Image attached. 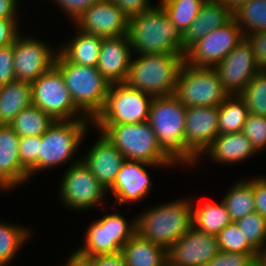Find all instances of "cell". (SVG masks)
Wrapping results in <instances>:
<instances>
[{"label":"cell","instance_id":"1","mask_svg":"<svg viewBox=\"0 0 266 266\" xmlns=\"http://www.w3.org/2000/svg\"><path fill=\"white\" fill-rule=\"evenodd\" d=\"M186 107L175 95L154 97L148 123L153 128L162 152L178 166L195 165L198 158L186 147Z\"/></svg>","mask_w":266,"mask_h":266},{"label":"cell","instance_id":"2","mask_svg":"<svg viewBox=\"0 0 266 266\" xmlns=\"http://www.w3.org/2000/svg\"><path fill=\"white\" fill-rule=\"evenodd\" d=\"M154 5L129 18L128 39L133 54H184L183 35L170 21L162 5Z\"/></svg>","mask_w":266,"mask_h":266},{"label":"cell","instance_id":"3","mask_svg":"<svg viewBox=\"0 0 266 266\" xmlns=\"http://www.w3.org/2000/svg\"><path fill=\"white\" fill-rule=\"evenodd\" d=\"M193 199L151 206L136 217V233L167 250L192 227Z\"/></svg>","mask_w":266,"mask_h":266},{"label":"cell","instance_id":"4","mask_svg":"<svg viewBox=\"0 0 266 266\" xmlns=\"http://www.w3.org/2000/svg\"><path fill=\"white\" fill-rule=\"evenodd\" d=\"M134 56H137L134 58ZM126 83L153 97L170 96L176 92L184 54H135Z\"/></svg>","mask_w":266,"mask_h":266},{"label":"cell","instance_id":"5","mask_svg":"<svg viewBox=\"0 0 266 266\" xmlns=\"http://www.w3.org/2000/svg\"><path fill=\"white\" fill-rule=\"evenodd\" d=\"M55 66L63 75L77 108L93 121L104 107L110 84L97 67L71 63L60 52L56 57Z\"/></svg>","mask_w":266,"mask_h":266},{"label":"cell","instance_id":"6","mask_svg":"<svg viewBox=\"0 0 266 266\" xmlns=\"http://www.w3.org/2000/svg\"><path fill=\"white\" fill-rule=\"evenodd\" d=\"M123 154L125 160L174 164L160 149L148 121L139 124H92Z\"/></svg>","mask_w":266,"mask_h":266},{"label":"cell","instance_id":"7","mask_svg":"<svg viewBox=\"0 0 266 266\" xmlns=\"http://www.w3.org/2000/svg\"><path fill=\"white\" fill-rule=\"evenodd\" d=\"M89 125H92L90 119L56 120L41 136L39 172L71 162L89 131Z\"/></svg>","mask_w":266,"mask_h":266},{"label":"cell","instance_id":"8","mask_svg":"<svg viewBox=\"0 0 266 266\" xmlns=\"http://www.w3.org/2000/svg\"><path fill=\"white\" fill-rule=\"evenodd\" d=\"M153 96L126 82L110 84L102 111L92 124H139L148 121Z\"/></svg>","mask_w":266,"mask_h":266},{"label":"cell","instance_id":"9","mask_svg":"<svg viewBox=\"0 0 266 266\" xmlns=\"http://www.w3.org/2000/svg\"><path fill=\"white\" fill-rule=\"evenodd\" d=\"M174 95L185 107L219 106L229 96L214 68L194 67L185 62Z\"/></svg>","mask_w":266,"mask_h":266},{"label":"cell","instance_id":"10","mask_svg":"<svg viewBox=\"0 0 266 266\" xmlns=\"http://www.w3.org/2000/svg\"><path fill=\"white\" fill-rule=\"evenodd\" d=\"M127 221L118 212L93 221L84 237L85 244L76 251L87 257L121 252L136 233V218Z\"/></svg>","mask_w":266,"mask_h":266},{"label":"cell","instance_id":"11","mask_svg":"<svg viewBox=\"0 0 266 266\" xmlns=\"http://www.w3.org/2000/svg\"><path fill=\"white\" fill-rule=\"evenodd\" d=\"M31 85L33 105L55 120L89 119L73 102L63 75L55 65Z\"/></svg>","mask_w":266,"mask_h":266},{"label":"cell","instance_id":"12","mask_svg":"<svg viewBox=\"0 0 266 266\" xmlns=\"http://www.w3.org/2000/svg\"><path fill=\"white\" fill-rule=\"evenodd\" d=\"M72 162L59 185L58 196L61 203L67 209L75 211L91 209L102 204L107 190L98 182L81 157Z\"/></svg>","mask_w":266,"mask_h":266},{"label":"cell","instance_id":"13","mask_svg":"<svg viewBox=\"0 0 266 266\" xmlns=\"http://www.w3.org/2000/svg\"><path fill=\"white\" fill-rule=\"evenodd\" d=\"M244 39L242 29L232 18L192 44L185 51V63L194 67L214 68Z\"/></svg>","mask_w":266,"mask_h":266},{"label":"cell","instance_id":"14","mask_svg":"<svg viewBox=\"0 0 266 266\" xmlns=\"http://www.w3.org/2000/svg\"><path fill=\"white\" fill-rule=\"evenodd\" d=\"M58 53L59 49H52L44 40L42 42L35 37L23 36L20 32L14 42L13 66L16 81L32 84L55 65Z\"/></svg>","mask_w":266,"mask_h":266},{"label":"cell","instance_id":"15","mask_svg":"<svg viewBox=\"0 0 266 266\" xmlns=\"http://www.w3.org/2000/svg\"><path fill=\"white\" fill-rule=\"evenodd\" d=\"M214 69L228 95H239L260 71L252 46L245 38Z\"/></svg>","mask_w":266,"mask_h":266},{"label":"cell","instance_id":"16","mask_svg":"<svg viewBox=\"0 0 266 266\" xmlns=\"http://www.w3.org/2000/svg\"><path fill=\"white\" fill-rule=\"evenodd\" d=\"M75 28L102 38L127 35V17L112 0H101L84 11L74 21Z\"/></svg>","mask_w":266,"mask_h":266},{"label":"cell","instance_id":"17","mask_svg":"<svg viewBox=\"0 0 266 266\" xmlns=\"http://www.w3.org/2000/svg\"><path fill=\"white\" fill-rule=\"evenodd\" d=\"M220 252L217 237L191 227L167 250L171 266H203Z\"/></svg>","mask_w":266,"mask_h":266},{"label":"cell","instance_id":"18","mask_svg":"<svg viewBox=\"0 0 266 266\" xmlns=\"http://www.w3.org/2000/svg\"><path fill=\"white\" fill-rule=\"evenodd\" d=\"M174 164H149L142 161L125 160L117 173L110 191L114 198V206L123 205L122 203H132L146 198L151 190L149 172L146 168L171 167Z\"/></svg>","mask_w":266,"mask_h":266},{"label":"cell","instance_id":"19","mask_svg":"<svg viewBox=\"0 0 266 266\" xmlns=\"http://www.w3.org/2000/svg\"><path fill=\"white\" fill-rule=\"evenodd\" d=\"M218 116V106L186 107V147L198 158V161L219 135Z\"/></svg>","mask_w":266,"mask_h":266},{"label":"cell","instance_id":"20","mask_svg":"<svg viewBox=\"0 0 266 266\" xmlns=\"http://www.w3.org/2000/svg\"><path fill=\"white\" fill-rule=\"evenodd\" d=\"M132 53L127 35L103 38L96 67L109 84L125 82Z\"/></svg>","mask_w":266,"mask_h":266},{"label":"cell","instance_id":"21","mask_svg":"<svg viewBox=\"0 0 266 266\" xmlns=\"http://www.w3.org/2000/svg\"><path fill=\"white\" fill-rule=\"evenodd\" d=\"M100 135L81 160L108 192L125 158L115 145Z\"/></svg>","mask_w":266,"mask_h":266},{"label":"cell","instance_id":"22","mask_svg":"<svg viewBox=\"0 0 266 266\" xmlns=\"http://www.w3.org/2000/svg\"><path fill=\"white\" fill-rule=\"evenodd\" d=\"M20 137L8 126L0 125V189L8 191L29 180L28 172L21 166ZM20 184V185H19Z\"/></svg>","mask_w":266,"mask_h":266},{"label":"cell","instance_id":"23","mask_svg":"<svg viewBox=\"0 0 266 266\" xmlns=\"http://www.w3.org/2000/svg\"><path fill=\"white\" fill-rule=\"evenodd\" d=\"M203 153L212 159V163L214 161L228 165L247 160L257 151L242 132H235L218 135Z\"/></svg>","mask_w":266,"mask_h":266},{"label":"cell","instance_id":"24","mask_svg":"<svg viewBox=\"0 0 266 266\" xmlns=\"http://www.w3.org/2000/svg\"><path fill=\"white\" fill-rule=\"evenodd\" d=\"M233 14L219 1L205 2L193 23L183 33V50L203 38L209 32L224 26Z\"/></svg>","mask_w":266,"mask_h":266},{"label":"cell","instance_id":"25","mask_svg":"<svg viewBox=\"0 0 266 266\" xmlns=\"http://www.w3.org/2000/svg\"><path fill=\"white\" fill-rule=\"evenodd\" d=\"M121 253L126 266H164L168 262L167 249L135 233L123 246Z\"/></svg>","mask_w":266,"mask_h":266},{"label":"cell","instance_id":"26","mask_svg":"<svg viewBox=\"0 0 266 266\" xmlns=\"http://www.w3.org/2000/svg\"><path fill=\"white\" fill-rule=\"evenodd\" d=\"M33 105L32 85L13 81L0 86V125L10 122L25 108Z\"/></svg>","mask_w":266,"mask_h":266},{"label":"cell","instance_id":"27","mask_svg":"<svg viewBox=\"0 0 266 266\" xmlns=\"http://www.w3.org/2000/svg\"><path fill=\"white\" fill-rule=\"evenodd\" d=\"M75 37L59 48V52L71 63L96 67L99 59L102 37L88 34L76 28Z\"/></svg>","mask_w":266,"mask_h":266},{"label":"cell","instance_id":"28","mask_svg":"<svg viewBox=\"0 0 266 266\" xmlns=\"http://www.w3.org/2000/svg\"><path fill=\"white\" fill-rule=\"evenodd\" d=\"M204 203L198 208L193 205L192 227L198 231L216 236L225 226L232 222L229 212L222 200L218 204Z\"/></svg>","mask_w":266,"mask_h":266},{"label":"cell","instance_id":"29","mask_svg":"<svg viewBox=\"0 0 266 266\" xmlns=\"http://www.w3.org/2000/svg\"><path fill=\"white\" fill-rule=\"evenodd\" d=\"M229 212L232 222L255 212L253 178L239 180L225 194L222 199Z\"/></svg>","mask_w":266,"mask_h":266},{"label":"cell","instance_id":"30","mask_svg":"<svg viewBox=\"0 0 266 266\" xmlns=\"http://www.w3.org/2000/svg\"><path fill=\"white\" fill-rule=\"evenodd\" d=\"M55 121L51 115L31 105L23 109L8 126L19 137L42 136Z\"/></svg>","mask_w":266,"mask_h":266},{"label":"cell","instance_id":"31","mask_svg":"<svg viewBox=\"0 0 266 266\" xmlns=\"http://www.w3.org/2000/svg\"><path fill=\"white\" fill-rule=\"evenodd\" d=\"M218 132H241L249 114L247 105L239 95H229L219 106Z\"/></svg>","mask_w":266,"mask_h":266},{"label":"cell","instance_id":"32","mask_svg":"<svg viewBox=\"0 0 266 266\" xmlns=\"http://www.w3.org/2000/svg\"><path fill=\"white\" fill-rule=\"evenodd\" d=\"M28 228L0 222V266H6L30 238Z\"/></svg>","mask_w":266,"mask_h":266},{"label":"cell","instance_id":"33","mask_svg":"<svg viewBox=\"0 0 266 266\" xmlns=\"http://www.w3.org/2000/svg\"><path fill=\"white\" fill-rule=\"evenodd\" d=\"M159 3L167 12L175 28L183 35L196 19L205 2L203 0H160Z\"/></svg>","mask_w":266,"mask_h":266},{"label":"cell","instance_id":"34","mask_svg":"<svg viewBox=\"0 0 266 266\" xmlns=\"http://www.w3.org/2000/svg\"><path fill=\"white\" fill-rule=\"evenodd\" d=\"M233 18L245 36L266 32V0H252L244 4L233 14Z\"/></svg>","mask_w":266,"mask_h":266},{"label":"cell","instance_id":"35","mask_svg":"<svg viewBox=\"0 0 266 266\" xmlns=\"http://www.w3.org/2000/svg\"><path fill=\"white\" fill-rule=\"evenodd\" d=\"M239 96L250 114L266 116V70H260Z\"/></svg>","mask_w":266,"mask_h":266},{"label":"cell","instance_id":"36","mask_svg":"<svg viewBox=\"0 0 266 266\" xmlns=\"http://www.w3.org/2000/svg\"><path fill=\"white\" fill-rule=\"evenodd\" d=\"M248 243L260 253L266 247V219L254 212L236 221Z\"/></svg>","mask_w":266,"mask_h":266},{"label":"cell","instance_id":"37","mask_svg":"<svg viewBox=\"0 0 266 266\" xmlns=\"http://www.w3.org/2000/svg\"><path fill=\"white\" fill-rule=\"evenodd\" d=\"M219 249L224 252L258 253L247 241L236 222L225 226L217 235Z\"/></svg>","mask_w":266,"mask_h":266},{"label":"cell","instance_id":"38","mask_svg":"<svg viewBox=\"0 0 266 266\" xmlns=\"http://www.w3.org/2000/svg\"><path fill=\"white\" fill-rule=\"evenodd\" d=\"M41 144V136L20 137V162L21 166L28 172L29 179L39 171V154Z\"/></svg>","mask_w":266,"mask_h":266},{"label":"cell","instance_id":"39","mask_svg":"<svg viewBox=\"0 0 266 266\" xmlns=\"http://www.w3.org/2000/svg\"><path fill=\"white\" fill-rule=\"evenodd\" d=\"M259 152L266 147V116L248 114L241 131Z\"/></svg>","mask_w":266,"mask_h":266},{"label":"cell","instance_id":"40","mask_svg":"<svg viewBox=\"0 0 266 266\" xmlns=\"http://www.w3.org/2000/svg\"><path fill=\"white\" fill-rule=\"evenodd\" d=\"M259 253H235L221 251L203 266H255Z\"/></svg>","mask_w":266,"mask_h":266},{"label":"cell","instance_id":"41","mask_svg":"<svg viewBox=\"0 0 266 266\" xmlns=\"http://www.w3.org/2000/svg\"><path fill=\"white\" fill-rule=\"evenodd\" d=\"M13 61L14 43L0 47V86L16 81Z\"/></svg>","mask_w":266,"mask_h":266},{"label":"cell","instance_id":"42","mask_svg":"<svg viewBox=\"0 0 266 266\" xmlns=\"http://www.w3.org/2000/svg\"><path fill=\"white\" fill-rule=\"evenodd\" d=\"M245 38L252 46L256 64L260 70H266V32L248 34Z\"/></svg>","mask_w":266,"mask_h":266},{"label":"cell","instance_id":"43","mask_svg":"<svg viewBox=\"0 0 266 266\" xmlns=\"http://www.w3.org/2000/svg\"><path fill=\"white\" fill-rule=\"evenodd\" d=\"M99 1L101 0H54L60 10L62 9L72 21Z\"/></svg>","mask_w":266,"mask_h":266},{"label":"cell","instance_id":"44","mask_svg":"<svg viewBox=\"0 0 266 266\" xmlns=\"http://www.w3.org/2000/svg\"><path fill=\"white\" fill-rule=\"evenodd\" d=\"M255 212L266 219V177L253 178Z\"/></svg>","mask_w":266,"mask_h":266},{"label":"cell","instance_id":"45","mask_svg":"<svg viewBox=\"0 0 266 266\" xmlns=\"http://www.w3.org/2000/svg\"><path fill=\"white\" fill-rule=\"evenodd\" d=\"M119 9L129 18L139 15L150 9L152 3L150 0H112Z\"/></svg>","mask_w":266,"mask_h":266},{"label":"cell","instance_id":"46","mask_svg":"<svg viewBox=\"0 0 266 266\" xmlns=\"http://www.w3.org/2000/svg\"><path fill=\"white\" fill-rule=\"evenodd\" d=\"M18 19H0V47L15 42L19 33Z\"/></svg>","mask_w":266,"mask_h":266},{"label":"cell","instance_id":"47","mask_svg":"<svg viewBox=\"0 0 266 266\" xmlns=\"http://www.w3.org/2000/svg\"><path fill=\"white\" fill-rule=\"evenodd\" d=\"M94 266H126L121 252L116 254L97 255L90 257Z\"/></svg>","mask_w":266,"mask_h":266},{"label":"cell","instance_id":"48","mask_svg":"<svg viewBox=\"0 0 266 266\" xmlns=\"http://www.w3.org/2000/svg\"><path fill=\"white\" fill-rule=\"evenodd\" d=\"M18 0H0V19H17Z\"/></svg>","mask_w":266,"mask_h":266},{"label":"cell","instance_id":"49","mask_svg":"<svg viewBox=\"0 0 266 266\" xmlns=\"http://www.w3.org/2000/svg\"><path fill=\"white\" fill-rule=\"evenodd\" d=\"M64 266H94L90 257L84 256L77 251L71 253Z\"/></svg>","mask_w":266,"mask_h":266},{"label":"cell","instance_id":"50","mask_svg":"<svg viewBox=\"0 0 266 266\" xmlns=\"http://www.w3.org/2000/svg\"><path fill=\"white\" fill-rule=\"evenodd\" d=\"M225 8H227L232 14L239 10L244 4L251 2L252 0H218Z\"/></svg>","mask_w":266,"mask_h":266},{"label":"cell","instance_id":"51","mask_svg":"<svg viewBox=\"0 0 266 266\" xmlns=\"http://www.w3.org/2000/svg\"><path fill=\"white\" fill-rule=\"evenodd\" d=\"M258 263L261 266H266V247L259 253Z\"/></svg>","mask_w":266,"mask_h":266},{"label":"cell","instance_id":"52","mask_svg":"<svg viewBox=\"0 0 266 266\" xmlns=\"http://www.w3.org/2000/svg\"><path fill=\"white\" fill-rule=\"evenodd\" d=\"M204 2H215V1H218V0H203Z\"/></svg>","mask_w":266,"mask_h":266},{"label":"cell","instance_id":"53","mask_svg":"<svg viewBox=\"0 0 266 266\" xmlns=\"http://www.w3.org/2000/svg\"><path fill=\"white\" fill-rule=\"evenodd\" d=\"M164 266H171L168 262Z\"/></svg>","mask_w":266,"mask_h":266}]
</instances>
